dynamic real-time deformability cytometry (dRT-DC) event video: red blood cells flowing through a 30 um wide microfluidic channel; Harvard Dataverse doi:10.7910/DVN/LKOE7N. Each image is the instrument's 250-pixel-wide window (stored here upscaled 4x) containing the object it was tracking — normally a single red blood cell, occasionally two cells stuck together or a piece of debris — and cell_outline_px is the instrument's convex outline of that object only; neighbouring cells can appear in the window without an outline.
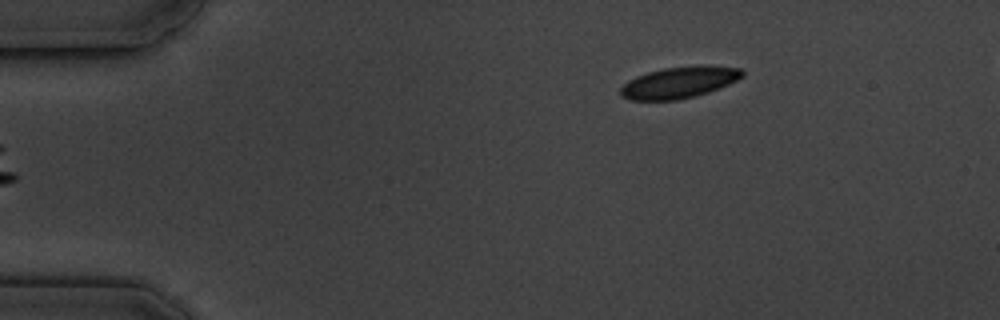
{"species": "common noctule bat (a hibernating species)", "species_latin": "Nyctalus noctula", "temperature_condition": "cold", "stored_images_in_passage": 5, "camera_frame_rate_fps": 3000, "um_per_image_px": 0.085, "animal": {"sex": "male", "body_mass_g": 19.5, "forearm_length_mm": 54.6}, "frame": {"image": 1, "passage_image": 5, "time_ms": 4.667, "image_size_px": [1000, 320], "cell_outline_px": [[744, 76], [720, 88], [708, 92], [676, 100], [628, 100], [620, 96], [620, 88], [628, 80], [636, 76], [648, 72], [664, 68], [704, 64], [708, 64], [740, 68], [744, 72]], "centroid_in_image_um": [57.73, 6.99], "position_along_channel_um": 27.3, "area_um2": 22.48}}